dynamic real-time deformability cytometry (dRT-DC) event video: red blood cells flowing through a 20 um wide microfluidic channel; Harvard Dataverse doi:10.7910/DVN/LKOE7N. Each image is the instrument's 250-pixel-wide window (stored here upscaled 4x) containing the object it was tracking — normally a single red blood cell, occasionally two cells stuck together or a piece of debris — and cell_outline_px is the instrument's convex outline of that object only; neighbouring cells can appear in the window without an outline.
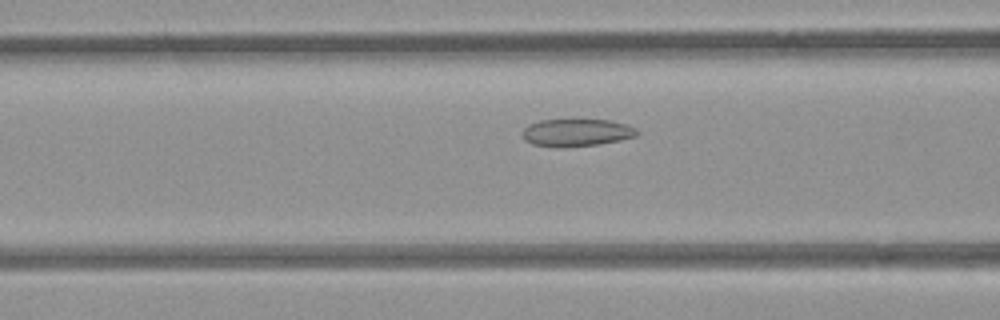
{"species": "common noctule bat (a hibernating species)", "species_latin": "Nyctalus noctula", "temperature_condition": "room temperature", "stored_images_in_passage": 38, "camera_frame_rate_fps": 3000, "um_per_image_px": 0.085, "animal": {"sex": "female", "body_mass_g": 21.9}, "frame": {"image": 1, "passage_image": 13, "time_ms": 4.0, "image_size_px": [1000, 320], "cell_outline_px": [[640, 132], [636, 136], [620, 140], [600, 144], [564, 148], [556, 148], [532, 144], [524, 140], [524, 128], [528, 124], [540, 120], [572, 116], [612, 120], [636, 128]], "centroid_in_image_um": [49.0, 11.22], "position_along_channel_um": 117.6, "area_um2": 19.54}}
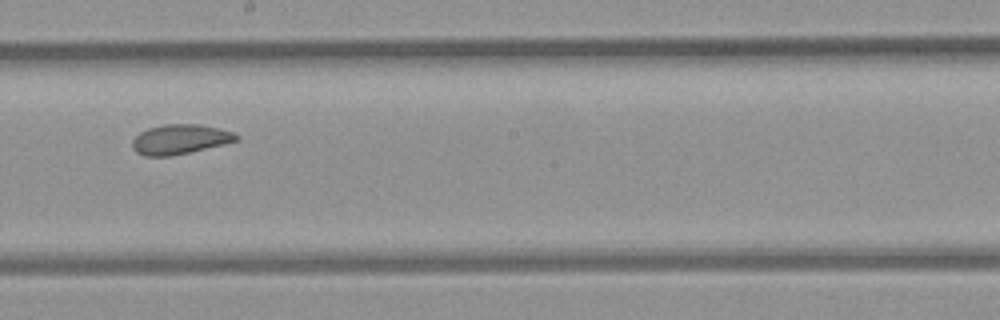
{"frame": {"image": 2, "passage_image": 22, "time_ms": 7.0, "image_size_px": [1000, 320], "cell_outline_px": [[240, 140], [224, 144], [188, 152], [168, 156], [144, 156], [136, 152], [132, 148], [132, 140], [140, 132], [148, 128], [164, 124], [196, 124], [220, 128], [236, 132], [240, 136]], "centroid_in_image_um": [15.32, 11.83], "position_along_channel_um": 232.9, "area_um2": 18.09}}
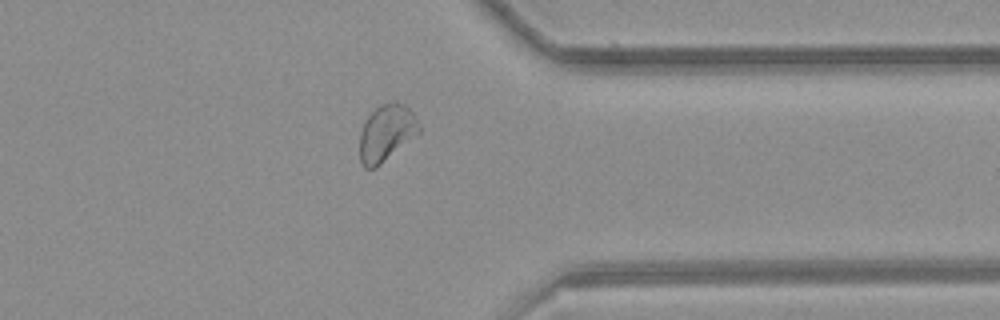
{"frame": {"image": 3, "passage_image": 34, "time_ms": 11.0, "image_size_px": [1000, 320], "cell_outline_px": [[420, 132], [376, 168], [364, 168], [360, 160], [360, 132], [364, 120], [380, 104], [392, 100], [396, 100], [404, 104], [416, 116], [420, 124]], "centroid_in_image_um": [32.85, 11.27], "position_along_channel_um": 378.6, "area_um2": 19.77}, "authors_computed_cell_mechanics": {"area_um2": 18.8139, "velocity_mm_per_s": 3.836, "shape_relaxation_time_tau1_ms": null, "shape_relaxation_time_tau2_ms": 1.9815, "deformation_change_tau1": null, "deformation_change_tau2": 0.0596}}